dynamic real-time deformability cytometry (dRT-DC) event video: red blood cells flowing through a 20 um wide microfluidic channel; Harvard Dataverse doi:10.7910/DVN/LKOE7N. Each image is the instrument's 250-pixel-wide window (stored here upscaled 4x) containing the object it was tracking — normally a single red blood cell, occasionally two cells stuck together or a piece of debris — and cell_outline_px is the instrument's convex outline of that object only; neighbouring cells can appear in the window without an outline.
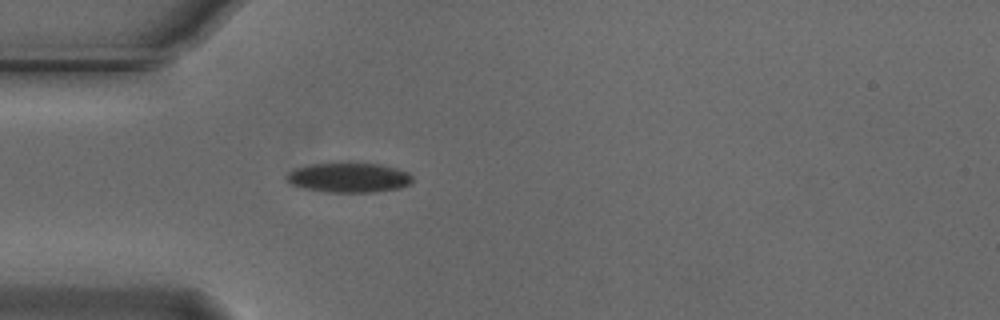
{"species": "Egyptian fruit bat (a non-hibernating species)", "species_latin": "Rousettus aegyptiacus", "temperature_condition": "cold", "stored_images_in_passage": 40, "camera_frame_rate_fps": 3000, "um_per_image_px": 0.085, "animal": {"sex": "male"}, "frame": {"image": 1, "passage_image": 1, "time_ms": 0.0, "image_size_px": [1000, 320], "cell_outline_px": [[412, 184], [400, 188], [376, 192], [324, 192], [304, 188], [292, 184], [284, 180], [284, 176], [288, 172], [296, 168], [308, 164], [380, 164], [396, 168], [408, 172], [412, 176]], "centroid_in_image_um": [29.64, 15.11], "position_along_channel_um": 55.4, "area_um2": 21.79}}
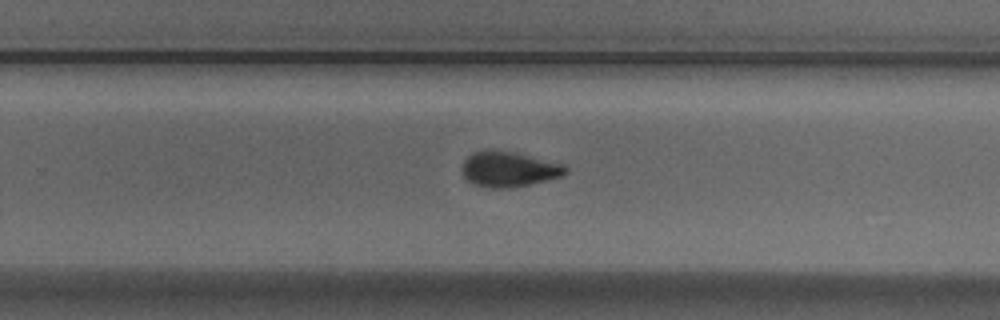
{"frame": {"image": 2, "passage_image": 20, "time_ms": 6.333, "image_size_px": [1000, 320], "cell_outline_px": [[568, 172], [564, 176], [528, 184], [508, 188], [492, 188], [472, 184], [464, 176], [460, 168], [464, 160], [472, 152], [488, 148], [492, 148], [516, 152], [564, 164], [568, 168]], "centroid_in_image_um": [43.23, 14.35], "position_along_channel_um": 286.6, "area_um2": 21.73}}
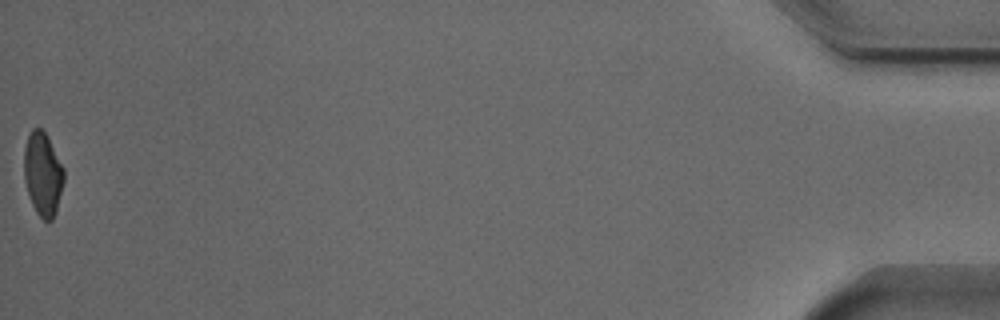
{"frame": {"image": 3, "passage_image": 40, "time_ms": 13.0, "image_size_px": [1000, 320], "cell_outline_px": [[64, 180], [56, 212], [52, 220], [44, 220], [36, 212], [32, 204], [24, 180], [24, 148], [28, 136], [32, 128], [40, 128], [48, 136], [64, 168]], "centroid_in_image_um": [3.64, 14.77], "position_along_channel_um": 431.6, "area_um2": 19.36}, "authors_computed_cell_mechanics": {"area_um2": 21.097, "velocity_mm_per_s": 3.738, "shape_relaxation_time_tau1_ms": 4.3248, "shape_relaxation_time_tau2_ms": 2.967, "deformation_change_tau1": 0.1319, "deformation_change_tau2": 0.0801}}